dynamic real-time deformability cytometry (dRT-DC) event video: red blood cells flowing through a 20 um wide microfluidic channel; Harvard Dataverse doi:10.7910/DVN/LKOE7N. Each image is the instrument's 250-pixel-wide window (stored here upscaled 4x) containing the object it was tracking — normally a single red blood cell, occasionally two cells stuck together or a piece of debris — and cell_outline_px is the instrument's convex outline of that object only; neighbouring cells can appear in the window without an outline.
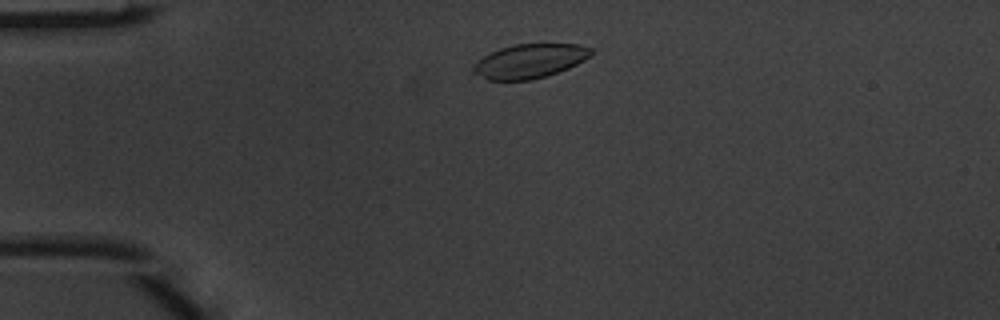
{"species": "common noctule bat (a hibernating species)", "species_latin": "Nyctalus noctula", "temperature_condition": "warm", "stored_images_in_passage": 5, "camera_frame_rate_fps": 3000, "um_per_image_px": 0.085, "animal": {"sex": "male", "body_mass_g": 20.1, "forearm_length_mm": 53.5}, "frame": {"image": 1, "passage_image": 1, "time_ms": 0.0, "image_size_px": [1000, 320], "cell_outline_px": [[592, 52], [584, 60], [568, 68], [548, 76], [532, 80], [488, 80], [472, 72], [472, 68], [484, 56], [500, 48], [512, 44], [580, 44], [592, 48]], "centroid_in_image_um": [45.03, 5.19], "position_along_channel_um": 40.0, "area_um2": 23.29}}
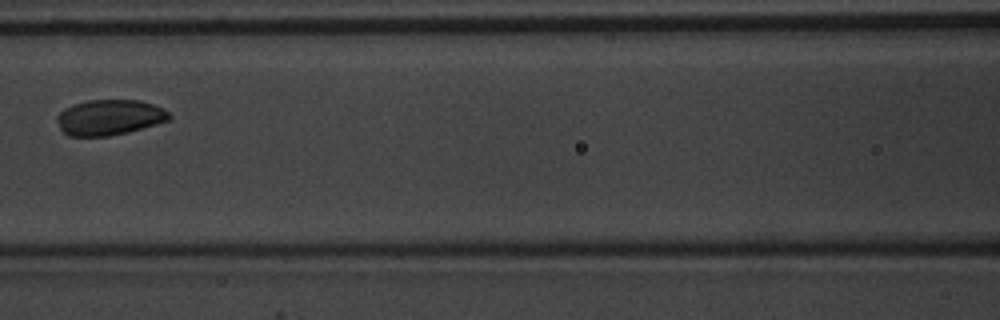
{"frame": {"image": 2, "passage_image": 4, "time_ms": 1.0, "image_size_px": [1000, 320], "cell_outline_px": [[172, 116], [168, 120], [156, 124], [128, 132], [108, 136], [68, 136], [60, 128], [56, 120], [56, 116], [64, 108], [72, 104], [88, 100], [140, 100], [164, 108]], "centroid_in_image_um": [9.28, 9.97], "position_along_channel_um": 157.3, "area_um2": 23.29}}
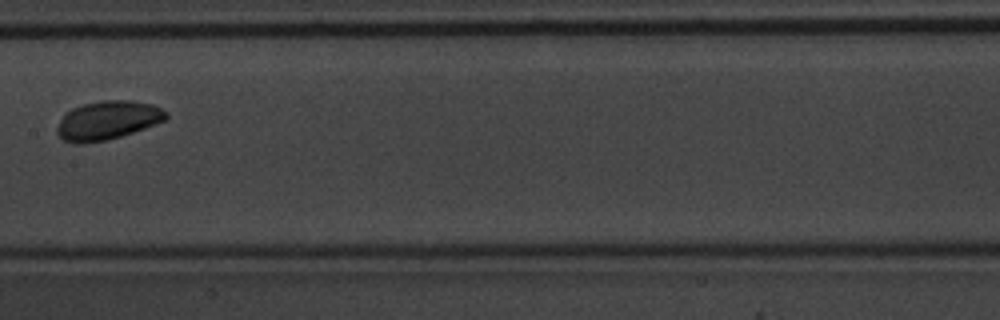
{"frame": {"image": 3, "passage_image": 5, "time_ms": 1.333, "image_size_px": [1000, 320], "cell_outline_px": [[168, 120], [120, 136], [104, 140], [80, 144], [64, 140], [56, 132], [56, 128], [64, 112], [72, 108], [84, 104], [104, 100], [132, 100], [152, 104], [168, 112]], "centroid_in_image_um": [9.16, 10.21], "position_along_channel_um": 198.2, "area_um2": 24.57}}